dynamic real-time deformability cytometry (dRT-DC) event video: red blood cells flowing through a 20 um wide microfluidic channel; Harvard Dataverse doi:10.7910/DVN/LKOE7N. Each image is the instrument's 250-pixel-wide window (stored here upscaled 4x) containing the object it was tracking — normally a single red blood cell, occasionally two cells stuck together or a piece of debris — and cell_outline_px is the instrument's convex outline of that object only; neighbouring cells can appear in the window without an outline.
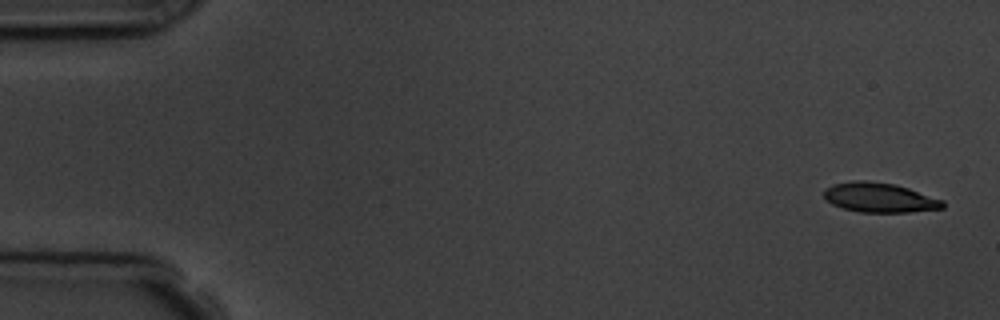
{"species": "common noctule bat (a hibernating species)", "species_latin": "Nyctalus noctula", "temperature_condition": "room temperature", "stored_images_in_passage": 5, "camera_frame_rate_fps": 3000, "um_per_image_px": 0.085, "animal": {"sex": "male", "body_mass_g": 19.5, "forearm_length_mm": 54.6}, "frame": {"image": 1, "passage_image": 1, "time_ms": 0.0, "image_size_px": [1000, 320], "cell_outline_px": [[944, 208], [908, 212], [860, 212], [844, 208], [832, 204], [824, 196], [824, 188], [832, 184], [852, 180], [868, 180], [896, 184], [944, 200]], "centroid_in_image_um": [74.75, 16.78], "position_along_channel_um": 10.2, "area_um2": 20.58}}
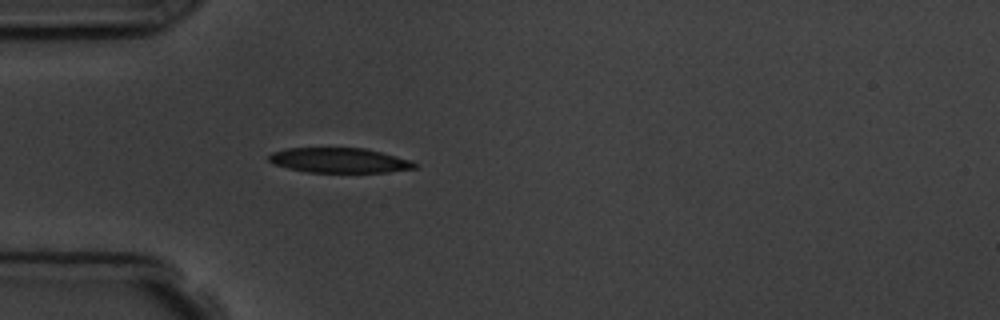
{"frame": {"image": 2, "passage_image": 5, "time_ms": 4.667, "image_size_px": [1000, 320], "cell_outline_px": [[416, 168], [388, 172], [308, 172], [288, 168], [272, 164], [268, 160], [268, 156], [272, 152], [288, 148], [364, 148], [412, 160], [416, 164]], "centroid_in_image_um": [28.82, 13.63], "position_along_channel_um": 56.2, "area_um2": 21.1}}